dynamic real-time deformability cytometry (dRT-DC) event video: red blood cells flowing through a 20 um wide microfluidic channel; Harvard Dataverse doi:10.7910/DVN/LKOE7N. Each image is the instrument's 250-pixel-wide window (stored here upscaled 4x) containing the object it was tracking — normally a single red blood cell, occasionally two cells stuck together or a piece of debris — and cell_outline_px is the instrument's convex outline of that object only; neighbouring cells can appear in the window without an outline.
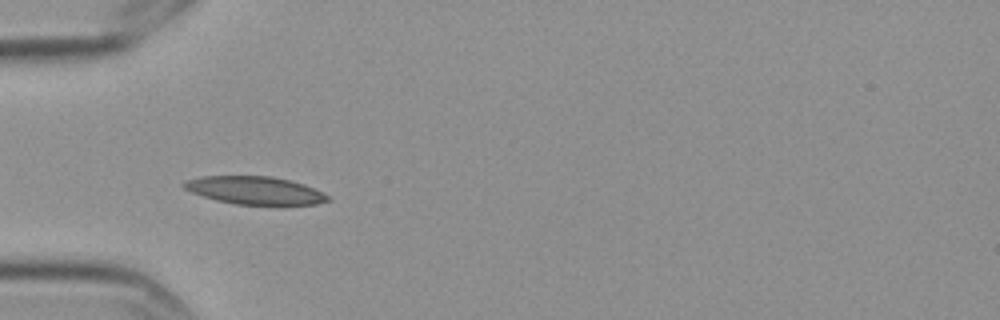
{"species": "Egyptian fruit bat (a non-hibernating species)", "species_latin": "Rousettus aegyptiacus", "temperature_condition": "cold", "stored_images_in_passage": 5, "camera_frame_rate_fps": 3000, "um_per_image_px": 0.085, "frame": {"image": 1, "passage_image": 4, "time_ms": 1.0, "image_size_px": [1000, 320], "cell_outline_px": [[332, 200], [316, 204], [236, 204], [216, 200], [192, 192], [184, 188], [180, 184], [184, 180], [200, 176], [272, 176], [304, 184], [328, 196]], "centroid_in_image_um": [21.61, 16.17], "position_along_channel_um": 63.4, "area_um2": 23.12}}
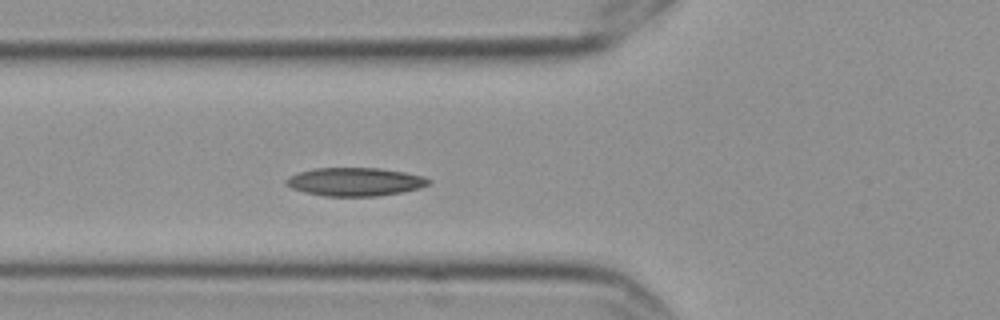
{"frame": {"image": 2, "passage_image": 5, "time_ms": 1.333, "image_size_px": [1000, 320], "cell_outline_px": [[432, 180], [428, 184], [420, 188], [404, 192], [376, 196], [324, 196], [304, 192], [292, 188], [284, 184], [284, 180], [300, 172], [316, 168], [380, 168], [404, 172], [424, 176]], "centroid_in_image_um": [30.2, 15.45], "position_along_channel_um": 95.6, "area_um2": 23.52}}